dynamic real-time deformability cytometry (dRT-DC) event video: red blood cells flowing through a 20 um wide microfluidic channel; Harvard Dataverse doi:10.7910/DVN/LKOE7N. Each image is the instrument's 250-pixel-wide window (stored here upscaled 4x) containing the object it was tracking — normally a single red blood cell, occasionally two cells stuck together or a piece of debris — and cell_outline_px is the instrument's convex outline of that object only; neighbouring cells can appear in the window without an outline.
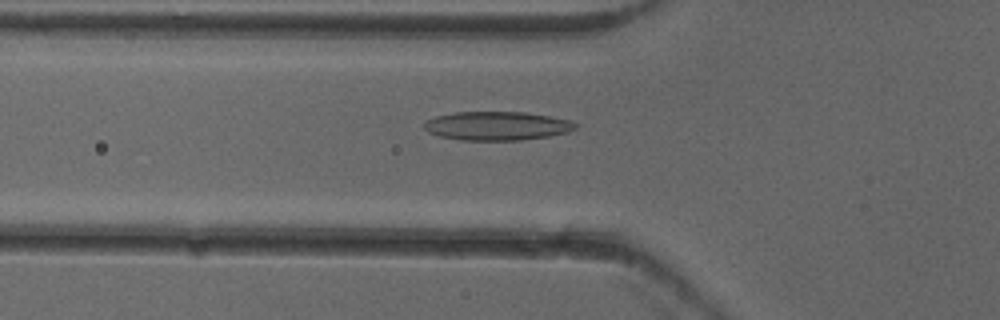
{"species": "common noctule bat (a hibernating species)", "species_latin": "Nyctalus noctula", "temperature_condition": "cold", "stored_images_in_passage": 45, "camera_frame_rate_fps": 3000, "um_per_image_px": 0.085, "animal": {"sex": "female"}, "frame": {"image": 1, "passage_image": 18, "time_ms": 5.667, "image_size_px": [1000, 320], "cell_outline_px": [[580, 124], [576, 128], [568, 132], [548, 136], [520, 140], [460, 140], [440, 136], [428, 132], [424, 128], [424, 124], [428, 120], [436, 116], [452, 112], [524, 112], [548, 116], [568, 120]], "centroid_in_image_um": [42.24, 10.7], "position_along_channel_um": 83.6, "area_um2": 25.26}}
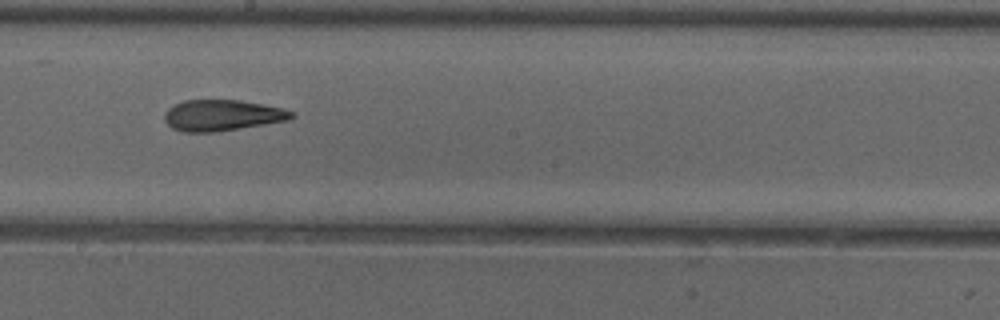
{"frame": {"image": 2, "passage_image": 29, "time_ms": 9.333, "image_size_px": [1000, 320], "cell_outline_px": [[296, 116], [288, 120], [216, 132], [184, 132], [172, 128], [164, 120], [164, 112], [172, 104], [184, 100], [240, 100], [264, 104], [284, 108], [296, 112]], "centroid_in_image_um": [18.89, 9.79], "position_along_channel_um": 229.3, "area_um2": 23.24}}
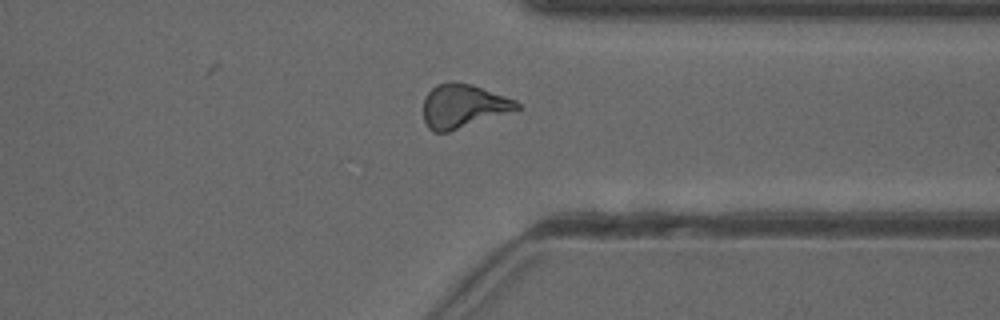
{"frame": {"image": 3, "passage_image": 40, "time_ms": 13.0, "image_size_px": [1000, 320], "cell_outline_px": [[520, 108], [448, 132], [432, 132], [428, 128], [424, 120], [424, 100], [428, 92], [436, 84], [448, 80], [456, 80], [472, 84], [516, 100], [520, 104]], "centroid_in_image_um": [39.33, 8.98], "position_along_channel_um": 372.1, "area_um2": 23.76}, "authors_computed_cell_mechanics": {"area_um2": 23.7558, "velocity_mm_per_s": 3.9434, "shape_relaxation_time_tau1_ms": 8.6759, "shape_relaxation_time_tau2_ms": 3.229, "deformation_change_tau1": 0.2051, "deformation_change_tau2": 0.1176}}